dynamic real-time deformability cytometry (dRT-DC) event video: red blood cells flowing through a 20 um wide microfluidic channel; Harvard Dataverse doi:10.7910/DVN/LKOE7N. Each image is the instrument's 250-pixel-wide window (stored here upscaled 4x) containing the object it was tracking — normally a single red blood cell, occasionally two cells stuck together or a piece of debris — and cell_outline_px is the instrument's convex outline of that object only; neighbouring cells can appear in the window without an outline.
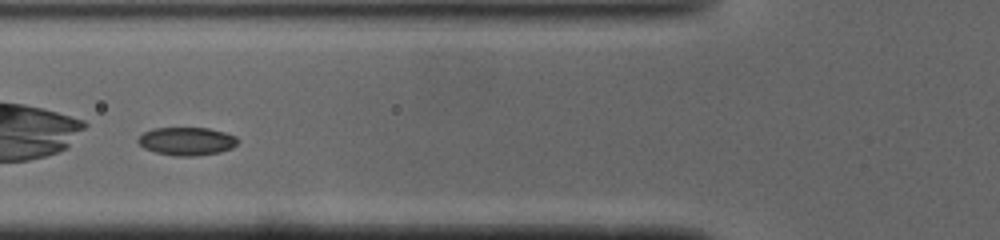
{"species": "common noctule bat (a hibernating species)", "species_latin": "Nyctalus noctula", "temperature_condition": "cold", "stored_images_in_passage": 29, "camera_frame_rate_fps": 3000, "um_per_image_px": 0.085, "animal": {"sex": "male", "body_mass_g": 19.0, "forearm_length_mm": 50.8}, "frame": {"image": 1, "passage_image": 5, "time_ms": 1.333, "image_size_px": [1000, 240], "cell_outline_px": [[240, 140], [232, 148], [220, 152], [196, 156], [176, 156], [156, 152], [144, 148], [136, 140], [144, 132], [152, 128], [208, 128], [224, 132], [236, 136]], "centroid_in_image_um": [15.89, 12.0], "position_along_channel_um": 109.9, "area_um2": 16.36}}
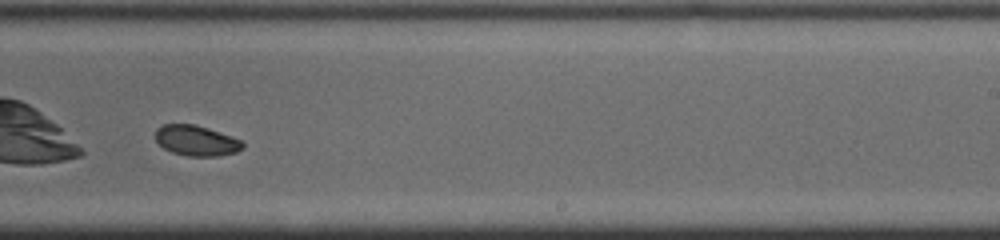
{"frame": {"image": 2, "passage_image": 17, "time_ms": 5.333, "image_size_px": [1000, 240], "cell_outline_px": [[244, 148], [236, 152], [220, 156], [188, 156], [172, 152], [164, 148], [156, 140], [156, 128], [164, 124], [196, 124], [244, 140]], "centroid_in_image_um": [16.73, 11.95], "position_along_channel_um": 272.3, "area_um2": 15.61}, "authors_computed_cell_mechanics": {"area_um2": 16.184, "velocity_mm_per_s": 4.0705, "shape_relaxation_time_tau1_ms": 2.1991, "shape_relaxation_time_tau2_ms": null, "deformation_change_tau1": 0.0583, "deformation_change_tau2": null}}